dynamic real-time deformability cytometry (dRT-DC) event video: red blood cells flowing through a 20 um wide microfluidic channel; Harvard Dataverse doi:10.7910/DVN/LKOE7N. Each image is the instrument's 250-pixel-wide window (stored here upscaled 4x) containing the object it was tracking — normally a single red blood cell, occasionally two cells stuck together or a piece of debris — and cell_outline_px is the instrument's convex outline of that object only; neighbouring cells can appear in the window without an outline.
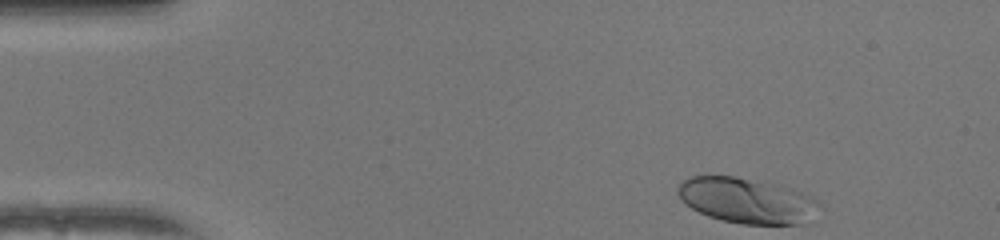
{"species": "human", "species_latin": "Homo sapiens", "temperature_condition": "warm", "stored_images_in_passage": 46, "camera_frame_rate_fps": 3000, "um_per_image_px": 0.085, "donor": {"sex": "female"}, "frame": {"image": 1, "passage_image": 1, "time_ms": 0.0, "image_size_px": [1000, 240], "cell_outline_px": [[812, 200], [804, 224], [740, 224], [720, 220], [708, 216], [684, 204], [680, 200], [676, 192], [676, 188], [688, 176], [736, 176], [776, 184], [792, 188], [808, 196]], "centroid_in_image_um": [63.26, 17.02], "position_along_channel_um": 21.7, "area_um2": 36.47}}
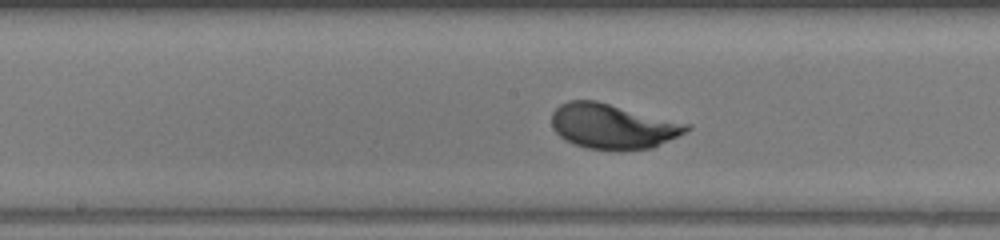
{"frame": {"image": 2, "passage_image": 21, "time_ms": 6.667, "image_size_px": [1000, 240], "cell_outline_px": [[692, 128], [652, 148], [588, 148], [564, 140], [552, 128], [552, 112], [560, 104], [568, 100], [596, 100], [692, 124]], "centroid_in_image_um": [52.07, 10.69], "position_along_channel_um": 196.1, "area_um2": 34.85}}
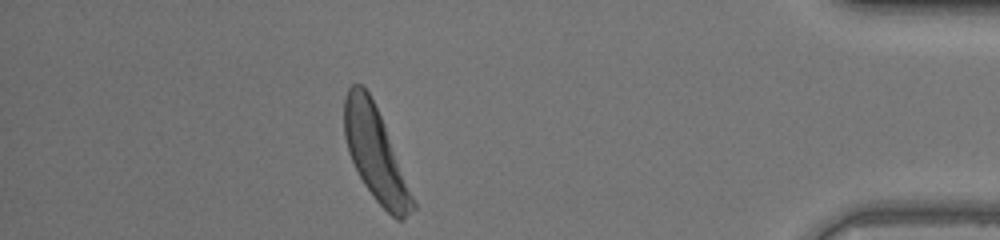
{"frame": {"image": 3, "passage_image": 40, "time_ms": 13.0, "image_size_px": [1000, 240], "cell_outline_px": [[416, 208], [404, 220], [396, 220], [372, 196], [364, 184], [348, 152], [344, 136], [344, 96], [348, 88], [352, 84], [360, 84], [368, 92], [384, 124], [416, 204]], "centroid_in_image_um": [31.9, 13.1], "position_along_channel_um": 403.3, "area_um2": 36.41}, "authors_computed_cell_mechanics": {"area_um2": 35.3158, "velocity_mm_per_s": 3.9962, "shape_relaxation_time_tau1_ms": 2.2837, "shape_relaxation_time_tau2_ms": null, "deformation_change_tau1": 0.1526, "deformation_change_tau2": null}}